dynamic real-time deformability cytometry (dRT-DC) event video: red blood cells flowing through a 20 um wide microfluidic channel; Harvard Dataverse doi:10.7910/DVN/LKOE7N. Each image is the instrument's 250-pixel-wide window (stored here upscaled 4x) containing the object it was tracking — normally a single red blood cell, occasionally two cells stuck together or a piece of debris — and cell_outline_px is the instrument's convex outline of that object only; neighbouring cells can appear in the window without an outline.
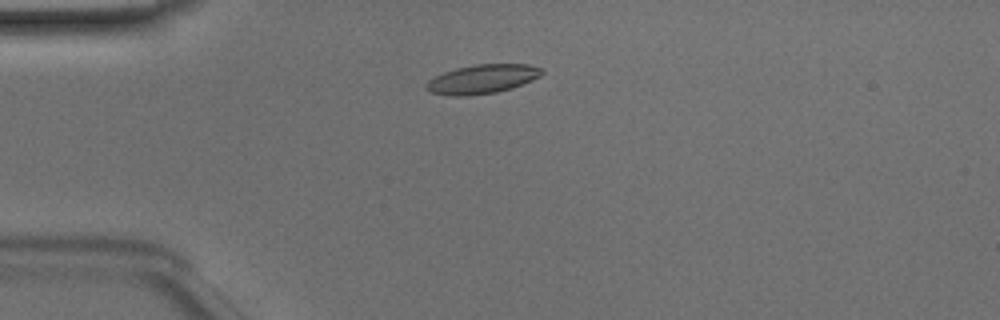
{"species": "Egyptian fruit bat (a non-hibernating species)", "species_latin": "Rousettus aegyptiacus", "temperature_condition": "room temperature", "stored_images_in_passage": 45, "camera_frame_rate_fps": 3000, "um_per_image_px": 0.085, "animal": {"sex": "male"}, "frame": {"image": 1, "passage_image": 8, "time_ms": 2.333, "image_size_px": [1000, 320], "cell_outline_px": [[544, 72], [540, 76], [532, 80], [512, 88], [496, 92], [468, 96], [452, 96], [428, 92], [424, 88], [424, 84], [428, 80], [444, 72], [456, 68], [476, 64], [528, 64], [540, 68]], "centroid_in_image_um": [40.95, 6.73], "position_along_channel_um": 44.1, "area_um2": 19.65}}
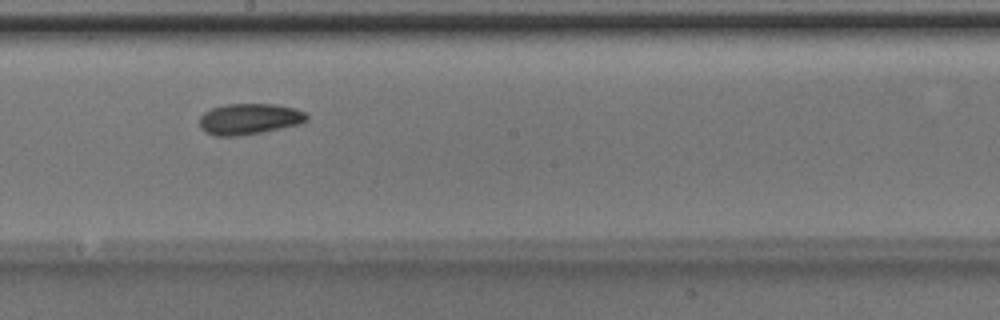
{"frame": {"image": 2, "passage_image": 23, "time_ms": 7.333, "image_size_px": [1000, 320], "cell_outline_px": [[308, 120], [300, 124], [240, 136], [216, 136], [204, 132], [200, 128], [200, 116], [204, 112], [212, 108], [224, 104], [276, 104], [296, 108], [304, 112], [308, 116]], "centroid_in_image_um": [21.18, 10.11], "position_along_channel_um": 227.0, "area_um2": 19.48}}
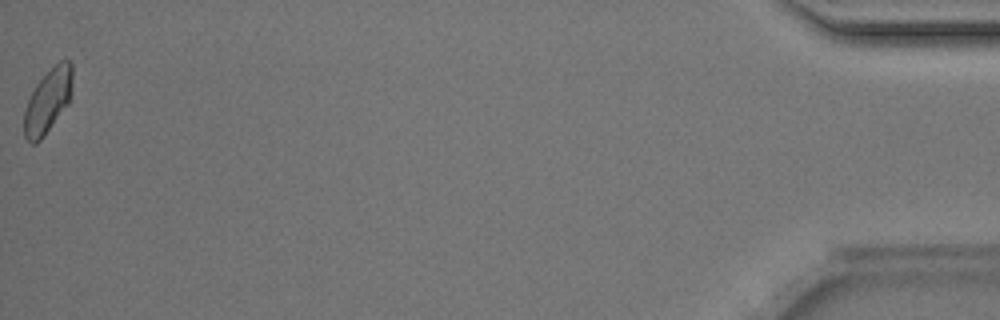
{"frame": {"image": 3, "passage_image": 45, "time_ms": 14.667, "image_size_px": [1000, 320], "cell_outline_px": [[72, 84], [68, 104], [44, 136], [36, 144], [32, 144], [24, 136], [24, 112], [28, 100], [36, 84], [60, 60], [68, 60], [72, 64]], "centroid_in_image_um": [4.06, 8.6], "position_along_channel_um": 431.1, "area_um2": 17.74}, "authors_computed_cell_mechanics": {"area_um2": 18.6694, "velocity_mm_per_s": 4.1012, "shape_relaxation_time_tau1_ms": 3.8854, "shape_relaxation_time_tau2_ms": 6.831, "deformation_change_tau1": 0.1141, "deformation_change_tau2": 0.1322}}